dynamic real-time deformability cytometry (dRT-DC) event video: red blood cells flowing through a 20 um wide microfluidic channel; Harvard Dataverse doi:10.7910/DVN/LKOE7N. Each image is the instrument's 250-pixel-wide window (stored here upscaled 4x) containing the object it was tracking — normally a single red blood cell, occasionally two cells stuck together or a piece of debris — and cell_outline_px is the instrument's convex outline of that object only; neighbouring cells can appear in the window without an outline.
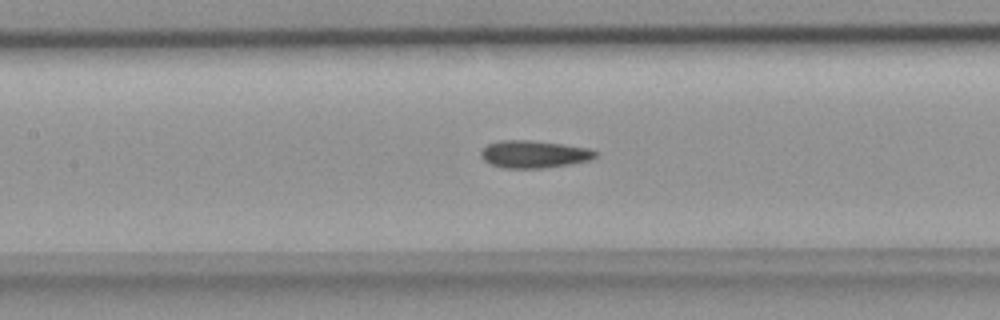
{"species": "common noctule bat (a hibernating species)", "species_latin": "Nyctalus noctula", "temperature_condition": "room temperature", "stored_images_in_passage": 47, "camera_frame_rate_fps": 3000, "um_per_image_px": 0.085, "animal": {"sex": "female", "body_mass_g": 18.4}, "frame": {"image": 1, "passage_image": 21, "time_ms": 6.667, "image_size_px": [1000, 320], "cell_outline_px": [[600, 152], [592, 160], [572, 164], [540, 168], [504, 168], [492, 164], [484, 160], [480, 156], [480, 152], [488, 144], [500, 140], [528, 140], [560, 144], [588, 148]], "centroid_in_image_um": [45.42, 13.11], "position_along_channel_um": 162.0, "area_um2": 18.26}}
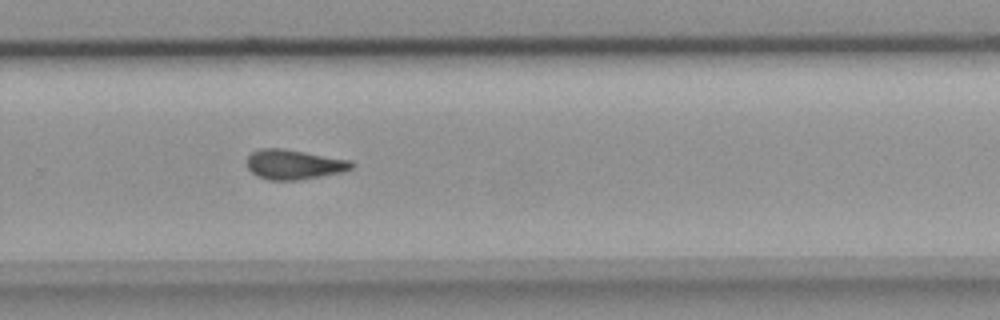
{"frame": {"image": 2, "passage_image": 31, "time_ms": 10.0, "image_size_px": [1000, 320], "cell_outline_px": [[356, 164], [352, 168], [344, 172], [300, 180], [268, 180], [256, 176], [248, 168], [248, 156], [252, 152], [260, 148], [284, 148], [352, 160]], "centroid_in_image_um": [25.03, 13.98], "position_along_channel_um": 304.8, "area_um2": 18.44}}
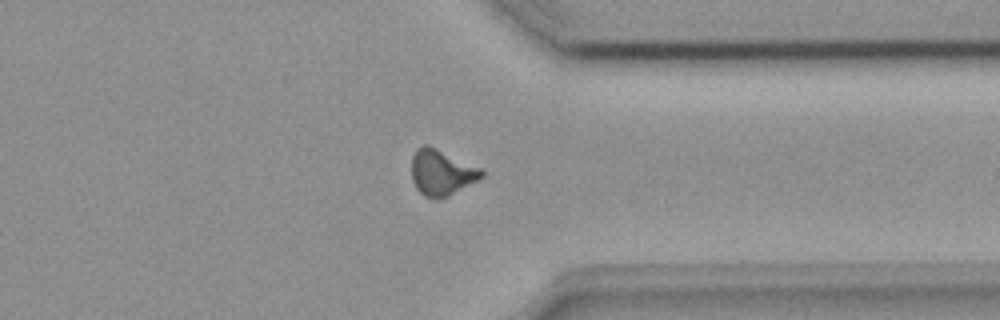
{"frame": {"image": 3, "passage_image": 36, "time_ms": 11.667, "image_size_px": [1000, 320], "cell_outline_px": [[484, 176], [448, 196], [436, 200], [424, 196], [416, 188], [412, 180], [412, 156], [416, 148], [424, 144], [428, 144], [480, 168], [484, 172]], "centroid_in_image_um": [37.49, 14.66], "position_along_channel_um": 373.9, "area_um2": 18.61}}